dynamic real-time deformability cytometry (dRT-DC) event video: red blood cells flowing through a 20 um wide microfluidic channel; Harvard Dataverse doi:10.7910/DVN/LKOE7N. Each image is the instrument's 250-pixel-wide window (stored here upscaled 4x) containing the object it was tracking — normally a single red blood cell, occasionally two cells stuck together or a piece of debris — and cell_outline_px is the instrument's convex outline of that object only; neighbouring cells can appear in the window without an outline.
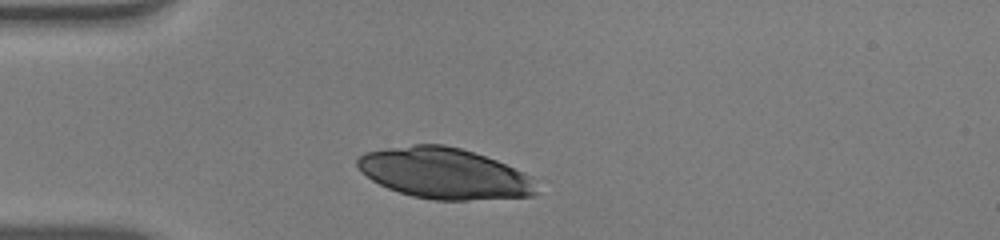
{"species": "human", "species_latin": "Homo sapiens", "temperature_condition": "warm", "stored_images_in_passage": 30, "camera_frame_rate_fps": 3000, "um_per_image_px": 0.085, "donor": {"sex": "male"}, "frame": {"image": 1, "passage_image": 1, "time_ms": 0.0, "image_size_px": [1000, 240], "cell_outline_px": [[536, 196], [468, 200], [432, 200], [412, 196], [388, 188], [372, 180], [356, 164], [356, 160], [364, 152], [412, 144], [444, 144], [460, 148], [496, 160], [524, 172], [528, 176], [536, 192]], "centroid_in_image_um": [37.74, 14.73], "position_along_channel_um": 47.3, "area_um2": 52.54}}